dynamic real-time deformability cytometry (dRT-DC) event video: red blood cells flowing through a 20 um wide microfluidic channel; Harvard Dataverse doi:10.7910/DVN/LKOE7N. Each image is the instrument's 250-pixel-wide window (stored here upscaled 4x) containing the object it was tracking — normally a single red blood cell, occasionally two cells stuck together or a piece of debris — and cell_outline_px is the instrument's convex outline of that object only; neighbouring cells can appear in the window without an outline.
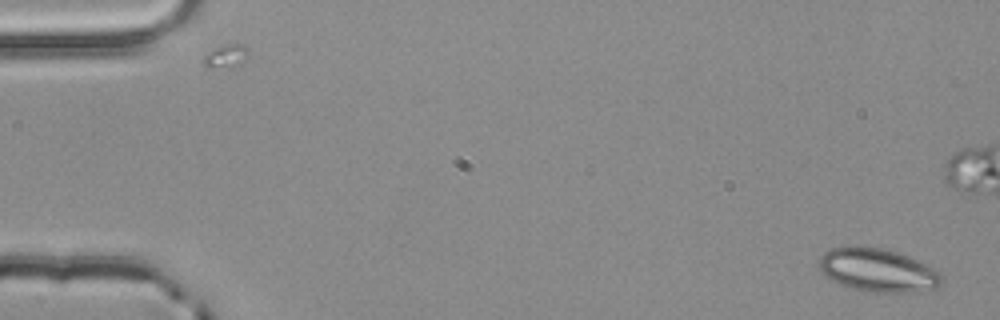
{"species": "common noctule bat (a hibernating species)", "species_latin": "Nyctalus noctula", "temperature_condition": "room temperature", "stored_images_in_passage": 4, "camera_frame_rate_fps": 3000, "um_per_image_px": 0.085, "animal": {"sex": "male", "body_mass_g": 20.4}, "frame": {"image": 1, "passage_image": 1, "time_ms": 0.0, "image_size_px": [1000, 320], "cell_outline_px": [[944, 280], [936, 288], [904, 292], [872, 292], [840, 284], [824, 276], [820, 268], [820, 256], [824, 252], [832, 248], [848, 244], [860, 244], [884, 248], [908, 256], [940, 272], [944, 276]], "centroid_in_image_um": [74.58, 22.92], "position_along_channel_um": 10.4, "area_um2": 31.1}}
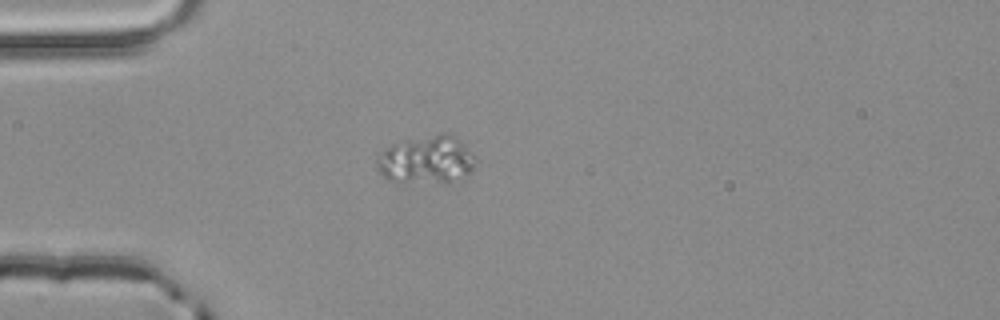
{"frame": {"image": 2, "passage_image": 4, "time_ms": 1.0, "image_size_px": [1000, 320], "cell_outline_px": [[476, 164], [468, 176], [448, 184], [388, 180], [376, 168], [376, 160], [380, 152], [384, 148], [392, 144], [408, 140], [444, 132], [448, 132], [456, 136], [476, 156]], "centroid_in_image_um": [36.31, 13.59], "position_along_channel_um": 48.7, "area_um2": 28.09}}